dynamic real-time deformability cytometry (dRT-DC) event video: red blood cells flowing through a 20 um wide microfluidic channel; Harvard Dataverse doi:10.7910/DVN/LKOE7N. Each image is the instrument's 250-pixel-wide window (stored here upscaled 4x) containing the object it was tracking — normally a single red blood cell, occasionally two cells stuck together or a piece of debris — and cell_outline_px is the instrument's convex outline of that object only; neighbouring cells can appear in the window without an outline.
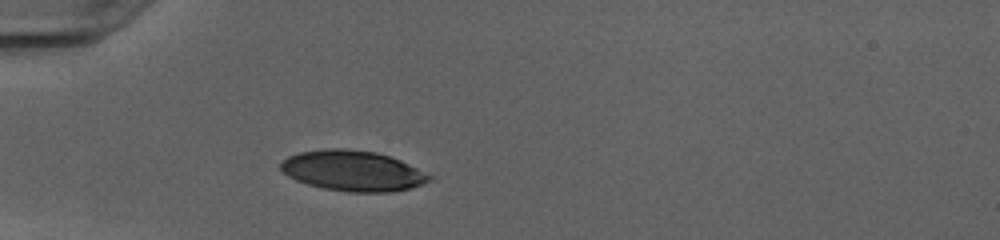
{"species": "human", "species_latin": "Homo sapiens", "temperature_condition": "cold", "stored_images_in_passage": 28, "camera_frame_rate_fps": 3000, "um_per_image_px": 0.085, "donor": {"sex": "female"}, "frame": {"image": 1, "passage_image": 1, "time_ms": 0.0, "image_size_px": [1000, 240], "cell_outline_px": [[432, 180], [408, 188], [392, 192], [348, 192], [324, 188], [308, 184], [296, 180], [288, 176], [280, 168], [280, 164], [288, 156], [300, 152], [328, 148], [344, 148], [376, 152], [400, 160], [432, 176]], "centroid_in_image_um": [29.97, 14.51], "position_along_channel_um": 55.0, "area_um2": 34.74}}
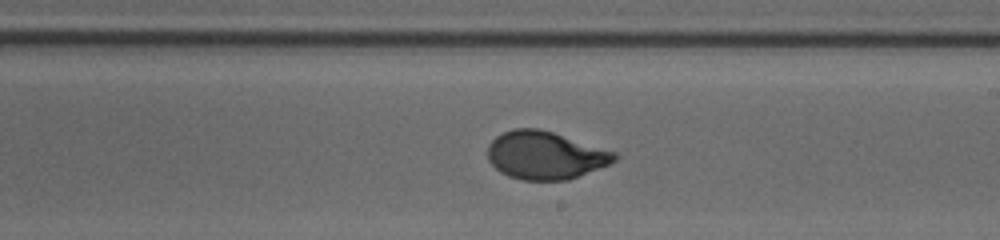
{"frame": {"image": 2, "passage_image": 16, "time_ms": 5.0, "image_size_px": [1000, 240], "cell_outline_px": [[620, 156], [616, 160], [600, 168], [568, 180], [520, 180], [508, 176], [500, 172], [488, 160], [488, 144], [496, 136], [512, 128], [536, 128], [552, 132], [616, 152]], "centroid_in_image_um": [46.33, 13.2], "position_along_channel_um": 242.7, "area_um2": 35.37}}
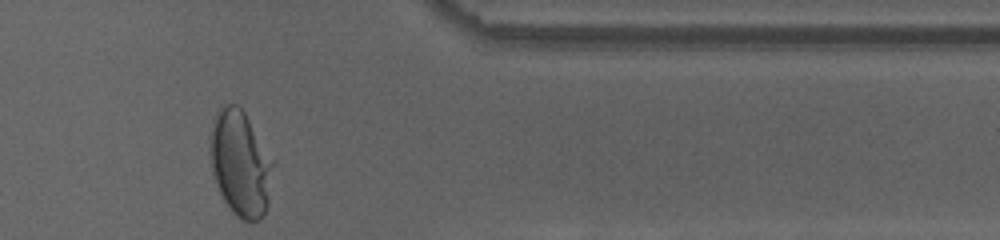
{"frame": {"image": 3, "passage_image": 28, "time_ms": 9.0, "image_size_px": [1000, 240], "cell_outline_px": [[276, 160], [268, 204], [264, 212], [256, 220], [240, 220], [232, 212], [224, 200], [216, 184], [212, 172], [208, 152], [216, 112], [220, 108], [228, 104], [236, 104], [244, 112]], "centroid_in_image_um": [20.46, 13.89], "position_along_channel_um": 390.9, "area_um2": 39.13}, "authors_computed_cell_mechanics": {"area_um2": 35.8071, "velocity_mm_per_s": 4.0345, "shape_relaxation_time_tau1_ms": 3.7482, "shape_relaxation_time_tau2_ms": null, "deformation_change_tau1": 0.203, "deformation_change_tau2": null}}